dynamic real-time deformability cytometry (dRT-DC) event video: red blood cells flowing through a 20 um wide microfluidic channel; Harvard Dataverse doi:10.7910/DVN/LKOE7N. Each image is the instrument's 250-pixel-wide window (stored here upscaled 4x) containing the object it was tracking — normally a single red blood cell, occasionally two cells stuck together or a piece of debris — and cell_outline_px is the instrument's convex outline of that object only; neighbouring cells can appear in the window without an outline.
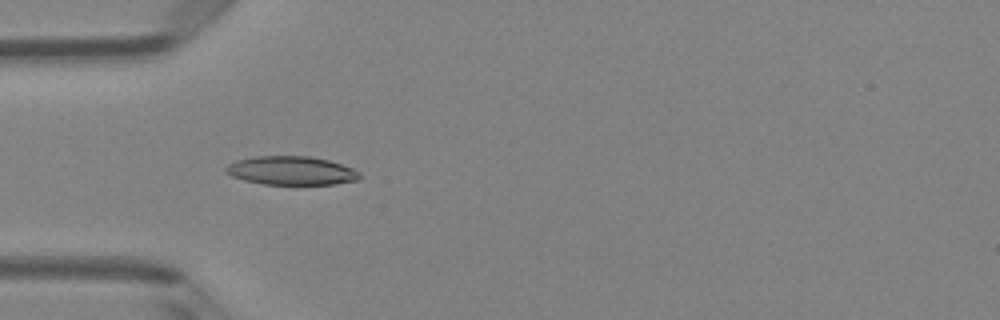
{"species": "Egyptian fruit bat (a non-hibernating species)", "species_latin": "Rousettus aegyptiacus", "temperature_condition": "room temperature", "stored_images_in_passage": 49, "camera_frame_rate_fps": 3000, "um_per_image_px": 0.085, "animal": {"sex": "female"}, "frame": {"image": 1, "passage_image": 15, "time_ms": 4.667, "image_size_px": [1000, 320], "cell_outline_px": [[360, 176], [356, 180], [332, 184], [264, 184], [244, 180], [232, 176], [224, 172], [224, 168], [228, 164], [236, 160], [252, 156], [308, 156], [328, 160], [352, 168], [360, 172]], "centroid_in_image_um": [24.7, 14.49], "position_along_channel_um": 60.3, "area_um2": 22.25}}
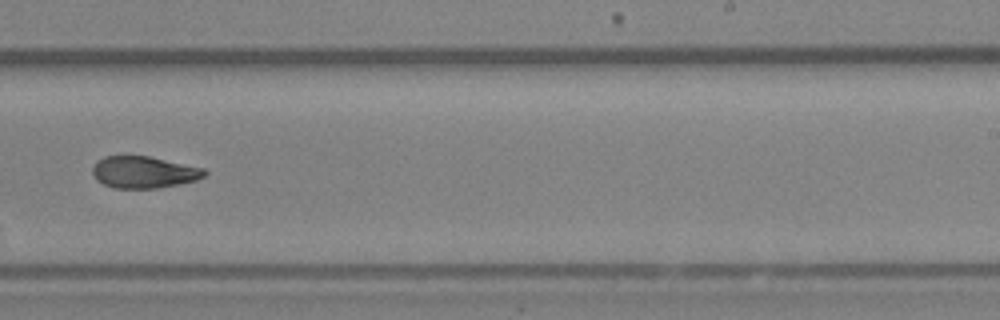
{"frame": {"image": 2, "passage_image": 31, "time_ms": 10.0, "image_size_px": [1000, 320], "cell_outline_px": [[208, 172], [204, 176], [196, 180], [180, 184], [156, 188], [116, 188], [104, 184], [96, 180], [92, 172], [92, 168], [96, 160], [104, 156], [148, 156], [204, 168]], "centroid_in_image_um": [12.21, 14.63], "position_along_channel_um": 276.8, "area_um2": 20.75}}
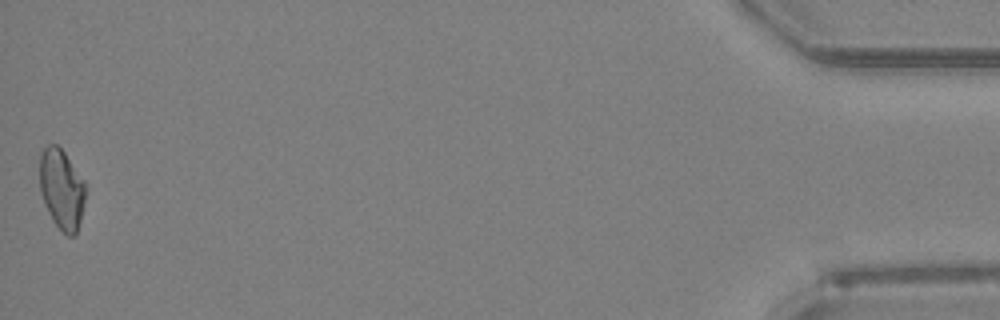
{"frame": {"image": 3, "passage_image": 49, "time_ms": 16.0, "image_size_px": [1000, 320], "cell_outline_px": [[84, 204], [80, 220], [76, 232], [72, 236], [68, 236], [52, 220], [48, 212], [40, 192], [40, 152], [48, 144], [56, 144], [64, 152], [84, 180]], "centroid_in_image_um": [5.22, 16.05], "position_along_channel_um": 430.0, "area_um2": 21.1}, "authors_computed_cell_mechanics": {"area_um2": 21.675, "velocity_mm_per_s": 4.1128, "shape_relaxation_time_tau1_ms": 6.8291, "shape_relaxation_time_tau2_ms": 5.9577, "deformation_change_tau1": 0.1533, "deformation_change_tau2": 0.1321}}